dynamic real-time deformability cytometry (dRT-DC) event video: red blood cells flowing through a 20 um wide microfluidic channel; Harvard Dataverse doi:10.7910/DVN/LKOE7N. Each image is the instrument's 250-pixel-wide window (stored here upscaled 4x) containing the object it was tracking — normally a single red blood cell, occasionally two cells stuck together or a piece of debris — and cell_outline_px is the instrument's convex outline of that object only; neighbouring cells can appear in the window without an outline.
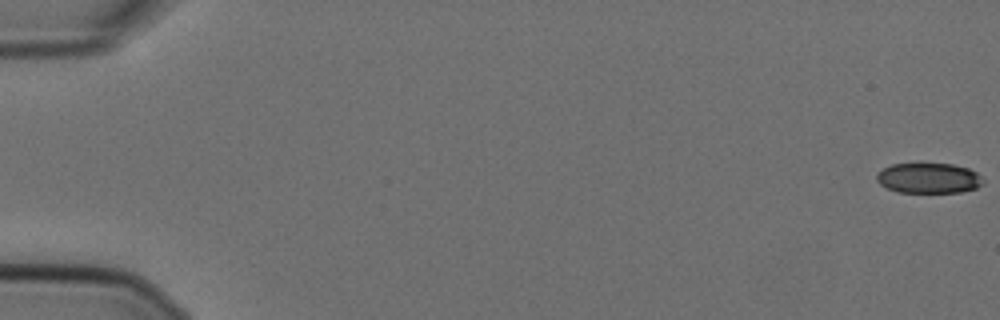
{"species": "Egyptian fruit bat (a non-hibernating species)", "species_latin": "Rousettus aegyptiacus", "temperature_condition": "cold", "stored_images_in_passage": 3, "camera_frame_rate_fps": 3000, "um_per_image_px": 0.085, "animal": {"sex": "female"}, "frame": {"image": 1, "passage_image": 1, "time_ms": 0.0, "image_size_px": [1000, 320], "cell_outline_px": [[984, 184], [976, 188], [960, 192], [896, 192], [880, 184], [876, 180], [876, 176], [884, 168], [892, 164], [920, 160], [952, 164], [968, 168], [976, 172], [984, 180]], "centroid_in_image_um": [78.93, 15.09], "position_along_channel_um": 6.1, "area_um2": 19.54}}